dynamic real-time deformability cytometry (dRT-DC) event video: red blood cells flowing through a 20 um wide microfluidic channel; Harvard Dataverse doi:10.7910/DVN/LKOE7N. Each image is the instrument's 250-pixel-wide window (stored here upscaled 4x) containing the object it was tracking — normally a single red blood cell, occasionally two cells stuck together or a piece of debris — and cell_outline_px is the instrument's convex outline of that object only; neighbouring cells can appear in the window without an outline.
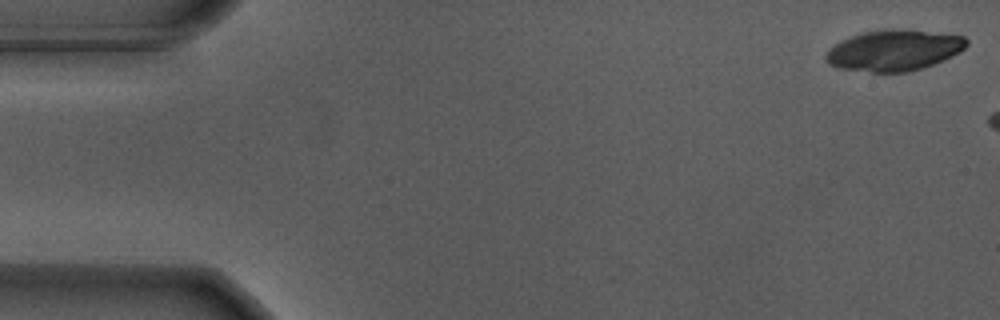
{"species": "Egyptian fruit bat (a non-hibernating species)", "species_latin": "Rousettus aegyptiacus", "temperature_condition": "warm", "stored_images_in_passage": 13, "camera_frame_rate_fps": 3000, "um_per_image_px": 0.085, "animal": {"sex": "male"}, "frame": {"image": 1, "passage_image": 1, "time_ms": 0.0, "image_size_px": [1000, 320], "cell_outline_px": [[968, 44], [960, 52], [952, 56], [924, 68], [908, 72], [872, 72], [840, 68], [828, 64], [824, 56], [840, 40], [864, 32], [924, 32], [964, 36], [968, 40]], "centroid_in_image_um": [75.99, 4.34], "position_along_channel_um": 9.0, "area_um2": 32.31}}